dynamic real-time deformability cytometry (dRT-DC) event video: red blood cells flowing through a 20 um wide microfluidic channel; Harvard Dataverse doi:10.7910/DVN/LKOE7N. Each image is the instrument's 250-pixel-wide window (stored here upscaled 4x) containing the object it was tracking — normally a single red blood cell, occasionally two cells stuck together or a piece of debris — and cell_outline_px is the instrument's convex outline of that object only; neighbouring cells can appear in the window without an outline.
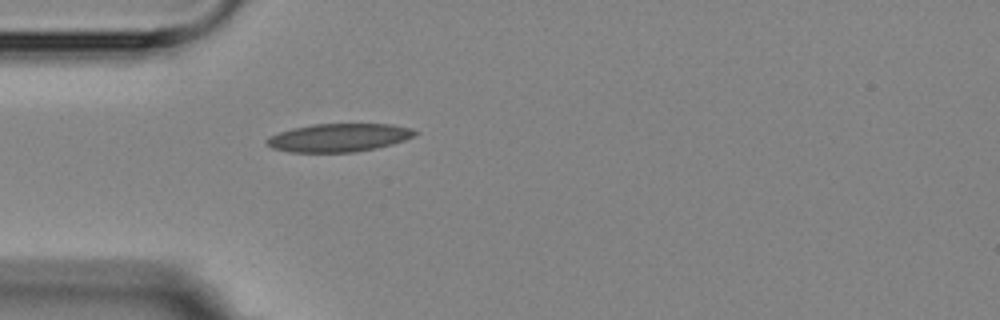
{"species": "Egyptian fruit bat (a non-hibernating species)", "species_latin": "Rousettus aegyptiacus", "temperature_condition": "room temperature", "stored_images_in_passage": 1, "camera_frame_rate_fps": 3000, "um_per_image_px": 0.085, "animal": {"sex": "female"}, "frame": {"image": 1, "passage_image": 1, "time_ms": 0.0, "image_size_px": [1000, 320], "cell_outline_px": [[420, 132], [404, 140], [392, 144], [376, 148], [352, 152], [288, 152], [272, 148], [264, 140], [280, 132], [292, 128], [312, 124], [392, 124], [412, 128]], "centroid_in_image_um": [28.82, 11.69], "position_along_channel_um": 56.2, "area_um2": 24.28}}